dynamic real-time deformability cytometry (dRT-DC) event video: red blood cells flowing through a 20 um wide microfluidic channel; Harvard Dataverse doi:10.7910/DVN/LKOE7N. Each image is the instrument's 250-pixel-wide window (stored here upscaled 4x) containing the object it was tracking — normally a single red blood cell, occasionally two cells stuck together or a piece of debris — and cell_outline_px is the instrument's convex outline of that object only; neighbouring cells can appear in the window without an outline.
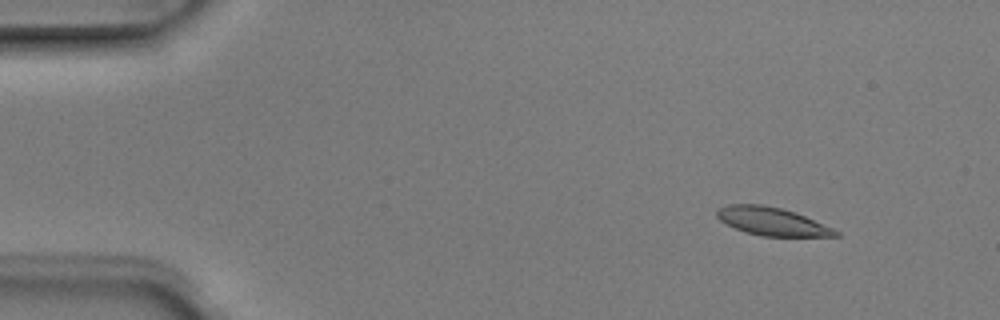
{"species": "Egyptian fruit bat (a non-hibernating species)", "species_latin": "Rousettus aegyptiacus", "temperature_condition": "room temperature", "stored_images_in_passage": 5, "camera_frame_rate_fps": 3000, "um_per_image_px": 0.085, "animal": {"sex": "male"}, "frame": {"image": 1, "passage_image": 2, "time_ms": 0.333, "image_size_px": [1000, 320], "cell_outline_px": [[840, 236], [760, 236], [736, 228], [720, 220], [716, 216], [716, 208], [728, 204], [760, 204], [780, 208], [804, 216], [832, 228], [840, 232]], "centroid_in_image_um": [65.58, 18.81], "position_along_channel_um": 19.4, "area_um2": 19.07}}
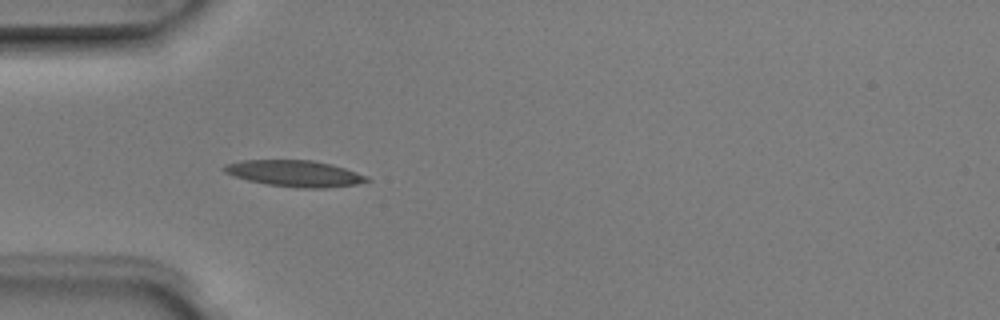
{"frame": {"image": 2, "passage_image": 5, "time_ms": 1.333, "image_size_px": [1000, 320], "cell_outline_px": [[372, 180], [356, 184], [324, 188], [300, 188], [268, 184], [248, 180], [224, 172], [220, 168], [224, 164], [240, 160], [312, 160], [344, 168], [368, 176]], "centroid_in_image_um": [25.02, 14.74], "position_along_channel_um": 60.0, "area_um2": 21.73}}